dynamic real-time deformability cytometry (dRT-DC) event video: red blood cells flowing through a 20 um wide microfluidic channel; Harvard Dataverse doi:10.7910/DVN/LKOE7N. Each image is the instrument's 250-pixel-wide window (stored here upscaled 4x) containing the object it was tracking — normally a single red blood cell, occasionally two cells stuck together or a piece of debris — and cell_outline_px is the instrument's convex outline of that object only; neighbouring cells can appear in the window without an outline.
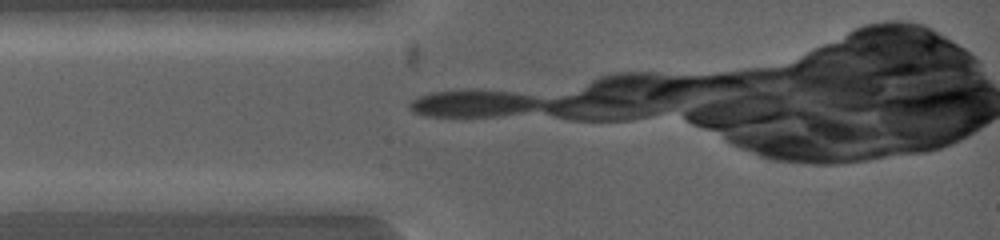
{"species": "common noctule bat (a hibernating species)", "species_latin": "Nyctalus noctula", "temperature_condition": "warm", "stored_images_in_passage": 6, "camera_frame_rate_fps": 5000, "um_per_image_px": 0.085, "animal": {"sex": "female", "body_mass_g": 19.0, "forearm_length_mm": 53.3}, "frame": {"image": 1, "passage_image": 2, "time_ms": 0.4, "image_size_px": [1000, 240], "cell_outline_px": [[132, 200], [108, 212], [20, 212], [16, 200], [36, 192], [116, 192]], "centroid_in_image_um": [6.07, 17.17], "position_along_channel_um": 78.9, "area_um2": 14.51}}